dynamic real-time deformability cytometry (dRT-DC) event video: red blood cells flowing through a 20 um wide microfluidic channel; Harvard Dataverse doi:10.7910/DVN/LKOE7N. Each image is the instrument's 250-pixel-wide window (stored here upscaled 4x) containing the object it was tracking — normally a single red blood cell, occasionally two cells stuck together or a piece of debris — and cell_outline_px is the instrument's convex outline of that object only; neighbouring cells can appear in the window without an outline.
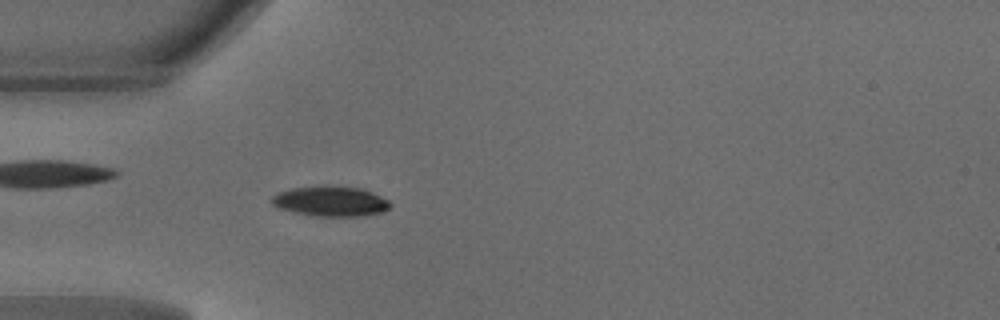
{"species": "common noctule bat (a hibernating species)", "species_latin": "Nyctalus noctula", "temperature_condition": "warm", "stored_images_in_passage": 48, "camera_frame_rate_fps": 3000, "um_per_image_px": 0.085, "animal": {"sex": "male", "body_mass_g": 18.8}, "frame": {"image": 1, "passage_image": 14, "time_ms": 4.333, "image_size_px": [1000, 320], "cell_outline_px": [[392, 204], [384, 212], [360, 216], [316, 216], [276, 208], [272, 204], [272, 196], [276, 192], [292, 188], [324, 184], [360, 188], [372, 192], [388, 200]], "centroid_in_image_um": [28.08, 17.09], "position_along_channel_um": 56.9, "area_um2": 21.1}}
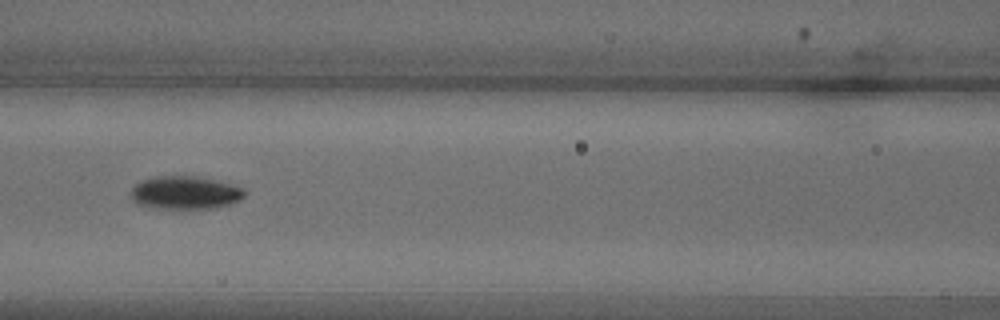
{"frame": {"image": 2, "passage_image": 21, "time_ms": 6.667, "image_size_px": [1000, 320], "cell_outline_px": [[244, 196], [240, 200], [216, 208], [152, 208], [136, 204], [132, 200], [132, 188], [136, 184], [144, 180], [156, 176], [196, 176], [244, 188]], "centroid_in_image_um": [15.71, 16.39], "position_along_channel_um": 150.9, "area_um2": 21.62}}
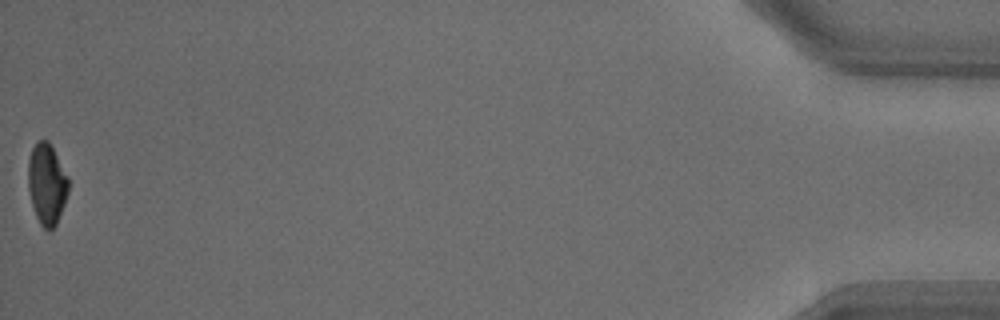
{"frame": {"image": 3, "passage_image": 48, "time_ms": 15.667, "image_size_px": [1000, 320], "cell_outline_px": [[68, 192], [64, 204], [56, 224], [52, 228], [44, 228], [40, 224], [36, 216], [32, 204], [28, 188], [28, 160], [32, 148], [36, 140], [48, 140], [68, 176]], "centroid_in_image_um": [3.97, 15.6], "position_along_channel_um": 431.2, "area_um2": 18.84}, "authors_computed_cell_mechanics": {"area_um2": 20.0566, "velocity_mm_per_s": 4.1915, "shape_relaxation_time_tau1_ms": 2.0071, "shape_relaxation_time_tau2_ms": null, "deformation_change_tau1": 0.1292, "deformation_change_tau2": null}}